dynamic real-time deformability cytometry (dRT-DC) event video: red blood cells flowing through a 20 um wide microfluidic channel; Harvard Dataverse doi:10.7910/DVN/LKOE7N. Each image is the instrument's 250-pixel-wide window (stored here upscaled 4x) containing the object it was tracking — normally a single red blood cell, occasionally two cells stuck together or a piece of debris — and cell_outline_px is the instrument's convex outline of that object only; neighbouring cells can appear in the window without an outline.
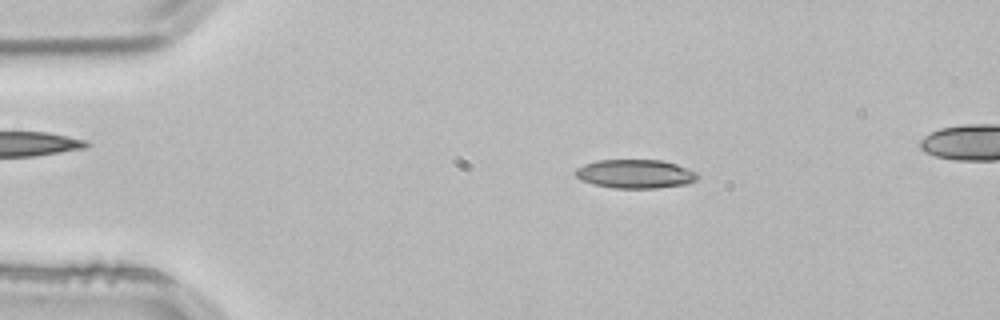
{"species": "common noctule bat (a hibernating species)", "species_latin": "Nyctalus noctula", "temperature_condition": "room temperature", "stored_images_in_passage": 51, "camera_frame_rate_fps": 3000, "um_per_image_px": 0.085, "animal": {"sex": "male", "body_mass_g": 21.5, "forearm_length_mm": 52.0}, "frame": {"image": 1, "passage_image": 9, "time_ms": 2.667, "image_size_px": [1000, 320], "cell_outline_px": [[700, 176], [696, 180], [688, 184], [656, 188], [612, 188], [592, 184], [580, 180], [572, 172], [576, 168], [584, 164], [596, 160], [660, 160], [676, 164], [688, 168], [696, 172]], "centroid_in_image_um": [53.97, 14.78], "position_along_channel_um": 31.0, "area_um2": 20.75}}
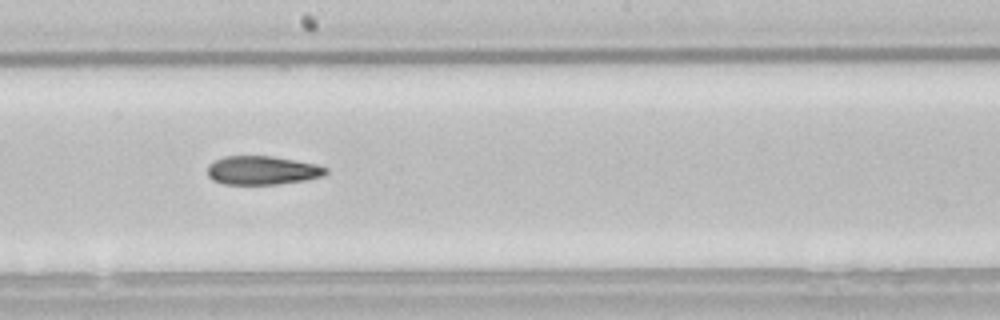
{"frame": {"image": 2, "passage_image": 28, "time_ms": 9.0, "image_size_px": [1000, 320], "cell_outline_px": [[328, 172], [324, 176], [308, 180], [276, 184], [224, 184], [212, 180], [208, 176], [208, 164], [212, 160], [224, 156], [272, 156], [296, 160], [316, 164], [328, 168]], "centroid_in_image_um": [22.3, 14.47], "position_along_channel_um": 225.9, "area_um2": 20.06}}
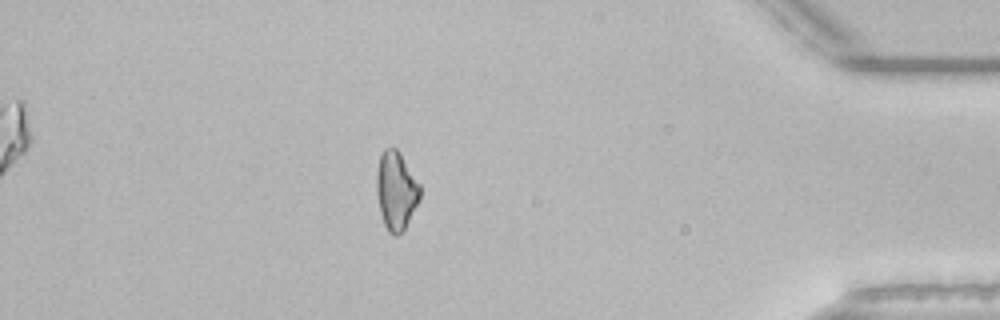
{"frame": {"image": 3, "passage_image": 45, "time_ms": 14.667, "image_size_px": [1000, 320], "cell_outline_px": [[420, 196], [404, 228], [396, 236], [392, 236], [388, 232], [384, 224], [380, 212], [376, 192], [376, 172], [380, 156], [384, 148], [396, 148], [400, 152], [420, 184]], "centroid_in_image_um": [33.64, 16.18], "position_along_channel_um": 401.6, "area_um2": 19.65}, "authors_computed_cell_mechanics": {"area_um2": 20.1722, "velocity_mm_per_s": 3.8557, "shape_relaxation_time_tau1_ms": 9.0233, "shape_relaxation_time_tau2_ms": null, "deformation_change_tau1": 0.1858, "deformation_change_tau2": null}}